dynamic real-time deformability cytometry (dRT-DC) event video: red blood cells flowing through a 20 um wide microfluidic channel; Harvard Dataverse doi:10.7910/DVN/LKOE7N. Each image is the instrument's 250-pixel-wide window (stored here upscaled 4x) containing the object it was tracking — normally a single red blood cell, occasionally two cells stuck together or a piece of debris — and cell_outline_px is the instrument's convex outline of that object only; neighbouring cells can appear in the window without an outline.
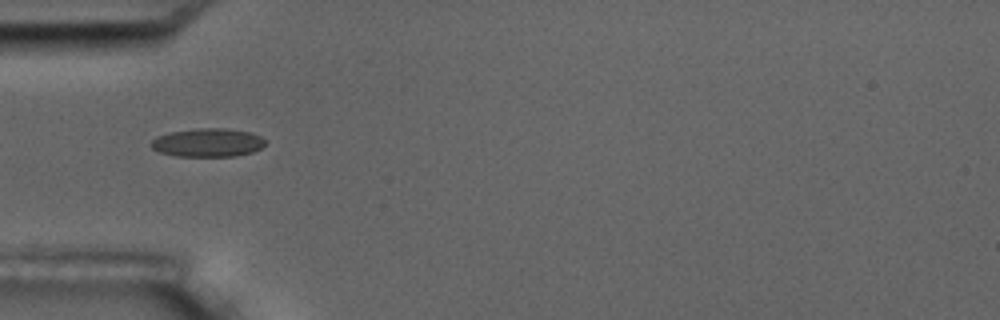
{"species": "common noctule bat (a hibernating species)", "species_latin": "Nyctalus noctula", "temperature_condition": "room temperature", "stored_images_in_passage": 8, "camera_frame_rate_fps": 3000, "um_per_image_px": 0.085, "animal": {"sex": "male", "body_mass_g": 17.5, "forearm_length_mm": 52.3}, "frame": {"image": 1, "passage_image": 2, "time_ms": 1.0, "image_size_px": [1000, 320], "cell_outline_px": [[264, 144], [260, 148], [252, 152], [236, 156], [176, 156], [160, 152], [152, 148], [152, 140], [156, 136], [168, 132], [196, 128], [228, 128], [252, 132], [260, 136], [264, 140]], "centroid_in_image_um": [17.65, 12.11], "position_along_channel_um": 67.3, "area_um2": 19.02}}
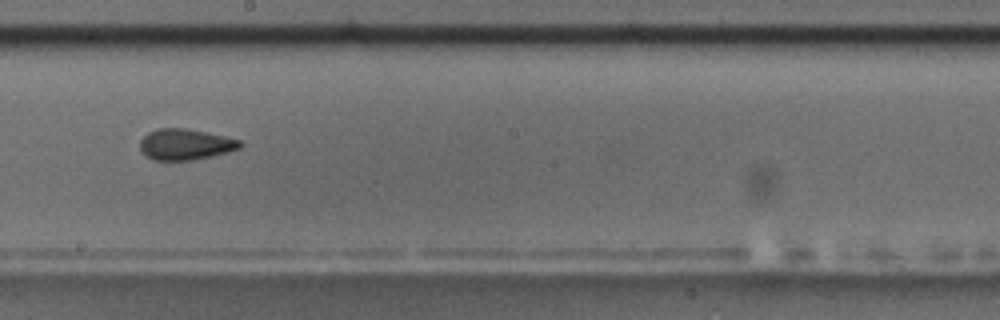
{"frame": {"image": 2, "passage_image": 6, "time_ms": 5.667, "image_size_px": [1000, 320], "cell_outline_px": [[244, 144], [240, 148], [228, 152], [212, 156], [192, 160], [156, 160], [148, 156], [140, 148], [140, 140], [148, 132], [156, 128], [184, 128], [224, 136], [240, 140]], "centroid_in_image_um": [15.77, 12.27], "position_along_channel_um": 232.4, "area_um2": 17.92}}
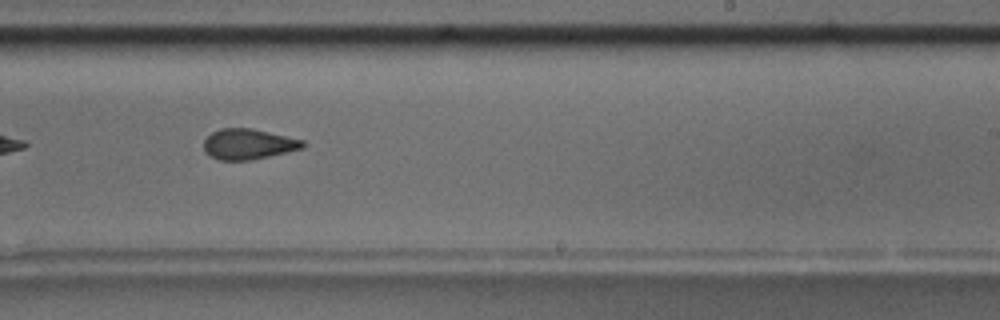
{"frame": {"image": 3, "passage_image": 7, "time_ms": 6.667, "image_size_px": [1000, 320], "cell_outline_px": [[304, 148], [268, 156], [248, 160], [220, 160], [208, 156], [204, 152], [204, 140], [212, 132], [220, 128], [252, 128], [304, 140]], "centroid_in_image_um": [21.07, 12.24], "position_along_channel_um": 267.9, "area_um2": 17.57}}